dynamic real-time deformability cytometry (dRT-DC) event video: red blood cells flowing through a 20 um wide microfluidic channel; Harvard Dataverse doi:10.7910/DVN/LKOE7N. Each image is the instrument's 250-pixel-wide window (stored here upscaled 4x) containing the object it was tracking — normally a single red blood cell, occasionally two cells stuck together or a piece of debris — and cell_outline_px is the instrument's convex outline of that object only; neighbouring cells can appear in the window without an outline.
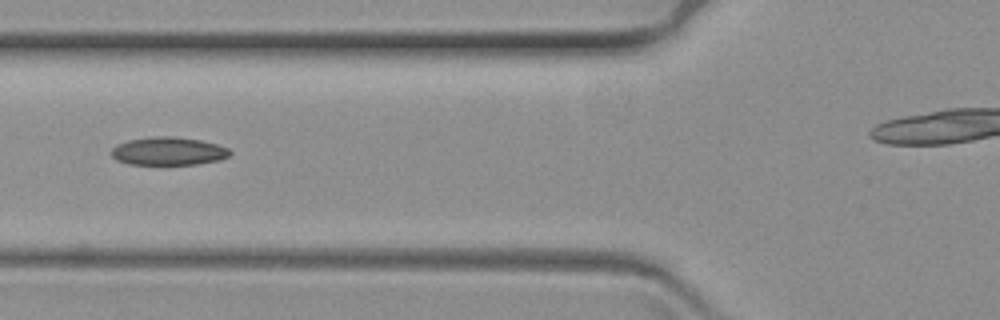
{"species": "common noctule bat (a hibernating species)", "species_latin": "Nyctalus noctula", "temperature_condition": "warm", "stored_images_in_passage": 14, "camera_frame_rate_fps": 3000, "um_per_image_px": 0.085, "animal": {"sex": "female", "body_mass_g": 19.3, "forearm_length_mm": 54.1}, "frame": {"image": 1, "passage_image": 7, "time_ms": 2.0, "image_size_px": [1000, 320], "cell_outline_px": [[232, 152], [228, 156], [220, 160], [196, 164], [128, 164], [116, 160], [112, 156], [112, 148], [116, 144], [128, 140], [152, 136], [172, 136], [200, 140], [216, 144], [228, 148]], "centroid_in_image_um": [14.29, 12.84], "position_along_channel_um": 111.5, "area_um2": 19.42}}